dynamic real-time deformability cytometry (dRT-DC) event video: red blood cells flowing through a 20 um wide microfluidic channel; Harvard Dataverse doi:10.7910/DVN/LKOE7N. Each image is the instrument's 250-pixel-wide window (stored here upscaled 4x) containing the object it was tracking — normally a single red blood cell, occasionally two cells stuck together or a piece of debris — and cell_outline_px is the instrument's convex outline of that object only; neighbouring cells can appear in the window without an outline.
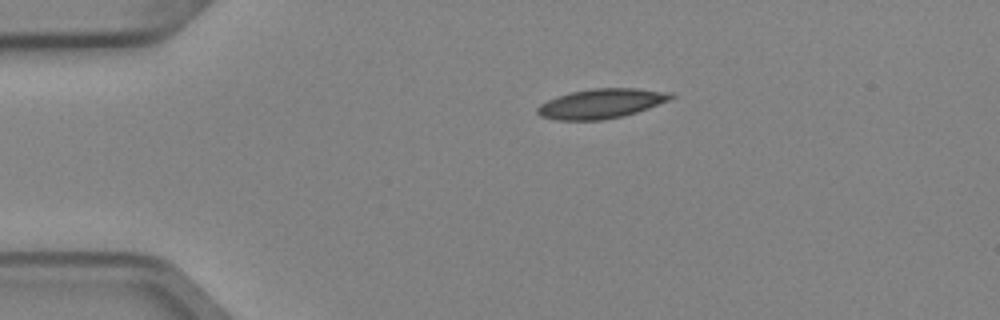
{"species": "Egyptian fruit bat (a non-hibernating species)", "species_latin": "Rousettus aegyptiacus", "temperature_condition": "cold", "stored_images_in_passage": 3, "camera_frame_rate_fps": 3000, "um_per_image_px": 0.085, "animal": {"sex": "female"}, "frame": {"image": 1, "passage_image": 3, "time_ms": 0.667, "image_size_px": [1000, 320], "cell_outline_px": [[676, 96], [672, 100], [636, 112], [604, 120], [556, 120], [540, 116], [536, 112], [536, 108], [540, 104], [556, 96], [572, 92], [592, 88], [636, 88], [672, 92]], "centroid_in_image_um": [51.13, 8.8], "position_along_channel_um": 33.9, "area_um2": 23.18}}